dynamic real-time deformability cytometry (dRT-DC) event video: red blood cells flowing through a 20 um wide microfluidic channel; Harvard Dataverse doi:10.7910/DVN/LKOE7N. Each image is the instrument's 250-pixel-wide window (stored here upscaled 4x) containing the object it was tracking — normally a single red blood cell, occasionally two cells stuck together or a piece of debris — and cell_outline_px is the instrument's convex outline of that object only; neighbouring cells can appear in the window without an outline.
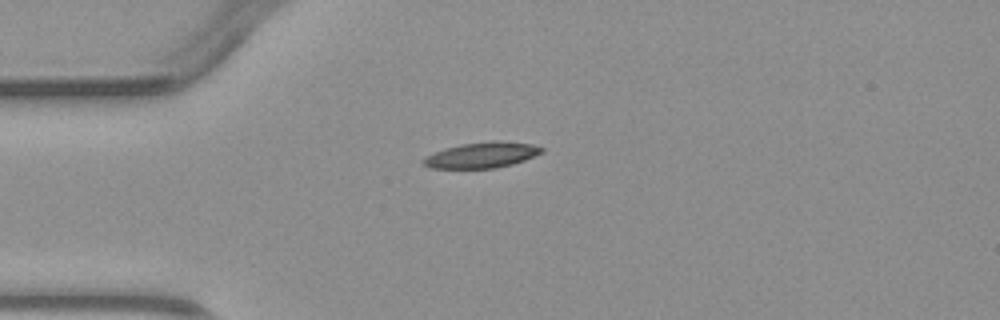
{"species": "common noctule bat (a hibernating species)", "species_latin": "Nyctalus noctula", "temperature_condition": "warm", "stored_images_in_passage": 1, "camera_frame_rate_fps": 3000, "um_per_image_px": 0.085, "animal": {"sex": "male", "body_mass_g": 23.1, "forearm_length_mm": 52.7}, "frame": {"image": 1, "passage_image": 1, "time_ms": 0.0, "image_size_px": [1000, 320], "cell_outline_px": [[544, 152], [524, 160], [512, 164], [496, 168], [432, 168], [424, 164], [420, 160], [444, 148], [460, 144], [496, 140], [532, 144], [544, 148]], "centroid_in_image_um": [40.98, 13.17], "position_along_channel_um": 44.0, "area_um2": 17.63}}